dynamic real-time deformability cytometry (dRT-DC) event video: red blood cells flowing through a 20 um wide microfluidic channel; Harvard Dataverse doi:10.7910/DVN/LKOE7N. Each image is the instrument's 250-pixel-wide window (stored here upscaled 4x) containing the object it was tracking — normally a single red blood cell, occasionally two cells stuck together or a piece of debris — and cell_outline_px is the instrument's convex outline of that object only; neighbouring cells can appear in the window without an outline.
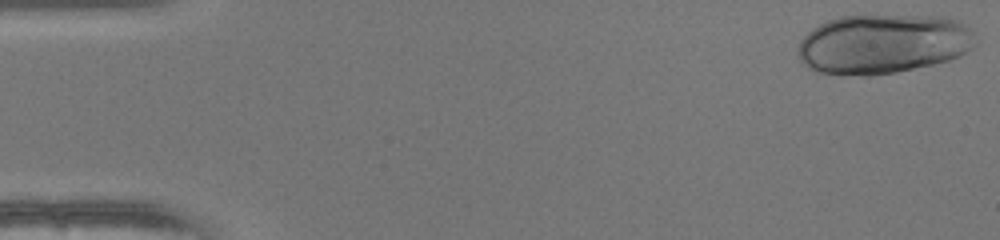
{"species": "human", "species_latin": "Homo sapiens", "temperature_condition": "warm", "stored_images_in_passage": 42, "camera_frame_rate_fps": 3000, "um_per_image_px": 0.085, "donor": {"sex": "female"}, "frame": {"image": 1, "passage_image": 1, "time_ms": 0.0, "image_size_px": [1000, 240], "cell_outline_px": [[980, 40], [972, 48], [960, 56], [948, 60], [932, 64], [896, 72], [872, 76], [840, 76], [816, 72], [808, 68], [800, 60], [796, 52], [800, 40], [812, 28], [828, 20], [840, 16], [948, 16], [964, 24]], "centroid_in_image_um": [75.04, 3.75], "position_along_channel_um": 10.0, "area_um2": 62.42}}
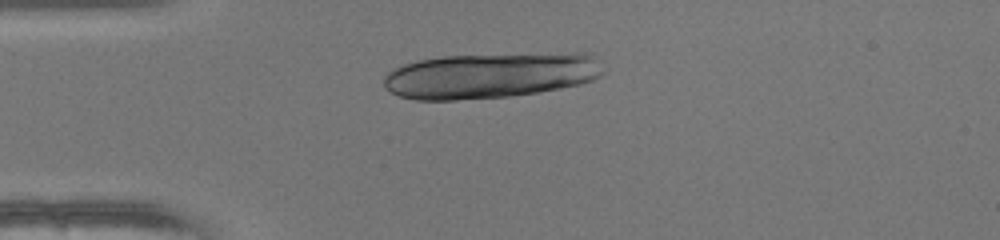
{"frame": {"image": 2, "passage_image": 12, "time_ms": 3.667, "image_size_px": [1000, 240], "cell_outline_px": [[604, 72], [600, 76], [592, 80], [580, 84], [560, 88], [536, 92], [508, 96], [456, 100], [416, 100], [400, 96], [384, 88], [384, 76], [392, 68], [416, 60], [444, 56], [576, 52], [588, 52], [592, 56]], "centroid_in_image_um": [41.65, 6.4], "position_along_channel_um": 43.3, "area_um2": 58.38}}